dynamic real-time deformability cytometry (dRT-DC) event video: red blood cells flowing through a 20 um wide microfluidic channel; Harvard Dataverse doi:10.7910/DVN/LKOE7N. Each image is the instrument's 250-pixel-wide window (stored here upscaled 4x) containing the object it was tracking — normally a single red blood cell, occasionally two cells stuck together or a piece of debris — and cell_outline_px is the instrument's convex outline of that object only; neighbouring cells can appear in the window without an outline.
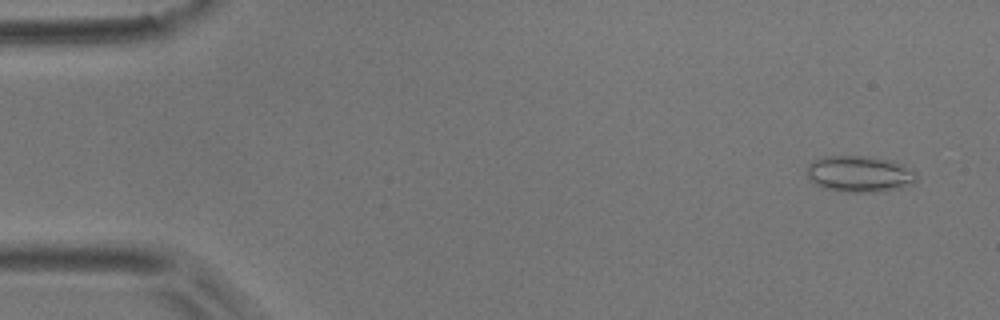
{"species": "common noctule bat (a hibernating species)", "species_latin": "Nyctalus noctula", "temperature_condition": "room temperature", "stored_images_in_passage": 28, "camera_frame_rate_fps": 3000, "um_per_image_px": 0.085, "animal": {"sex": "male", "body_mass_g": 17.9}, "frame": {"image": 1, "passage_image": 2, "time_ms": 0.333, "image_size_px": [1000, 320], "cell_outline_px": [[916, 180], [912, 184], [900, 188], [872, 192], [840, 192], [824, 188], [808, 180], [808, 164], [824, 156], [872, 156], [892, 160], [904, 164], [912, 168], [916, 172]], "centroid_in_image_um": [73.09, 14.78], "position_along_channel_um": 11.9, "area_um2": 23.47}}
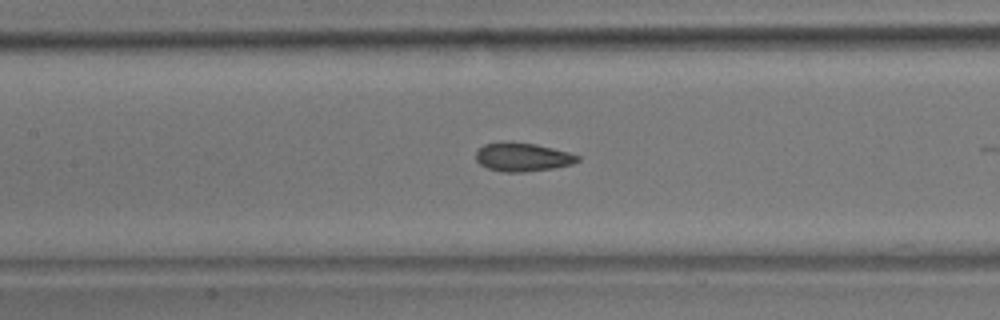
{"frame": {"image": 2, "passage_image": 23, "time_ms": 7.333, "image_size_px": [1000, 320], "cell_outline_px": [[580, 160], [572, 164], [552, 168], [524, 172], [504, 172], [488, 168], [480, 164], [476, 160], [476, 152], [484, 144], [504, 140], [536, 144], [568, 152], [580, 156]], "centroid_in_image_um": [44.39, 13.33], "position_along_channel_um": 163.0, "area_um2": 17.05}}
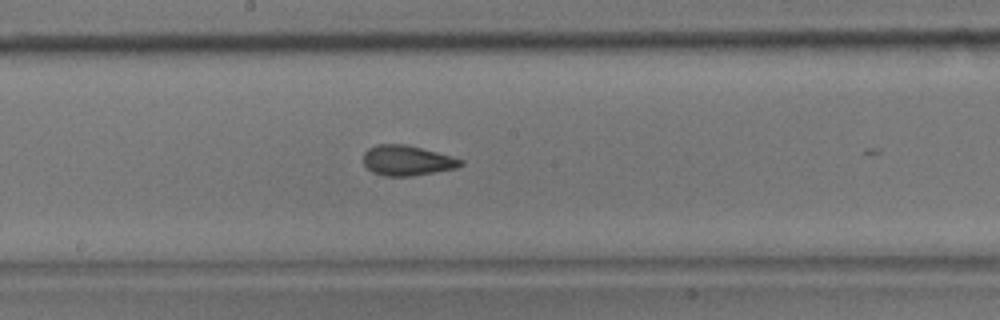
{"frame": {"image": 3, "passage_image": 27, "time_ms": 8.667, "image_size_px": [1000, 320], "cell_outline_px": [[464, 164], [456, 168], [412, 176], [384, 176], [372, 172], [364, 164], [364, 152], [368, 148], [376, 144], [404, 144], [436, 152], [464, 160]], "centroid_in_image_um": [34.58, 13.64], "position_along_channel_um": 213.6, "area_um2": 16.99}}